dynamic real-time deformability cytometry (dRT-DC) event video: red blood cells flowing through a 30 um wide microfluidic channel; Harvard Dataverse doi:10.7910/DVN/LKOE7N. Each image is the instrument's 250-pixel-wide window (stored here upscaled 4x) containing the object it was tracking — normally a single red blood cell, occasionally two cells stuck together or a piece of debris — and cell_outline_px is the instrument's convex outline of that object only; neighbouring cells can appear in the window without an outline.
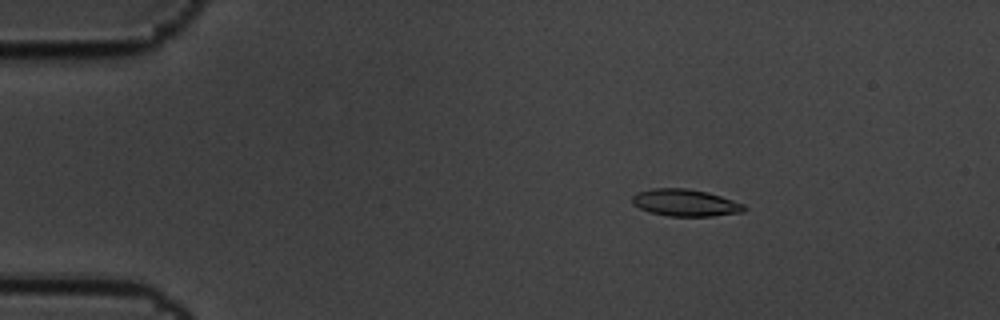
{"species": "common noctule bat (a hibernating species)", "species_latin": "Nyctalus noctula", "temperature_condition": "cold", "stored_images_in_passage": 9, "camera_frame_rate_fps": 3000, "um_per_image_px": 0.085, "animal": {"sex": "male", "body_mass_g": 19.5, "forearm_length_mm": 54.6}, "frame": {"image": 1, "passage_image": 3, "time_ms": 0.667, "image_size_px": [1000, 320], "cell_outline_px": [[748, 208], [744, 212], [712, 216], [668, 216], [648, 212], [632, 204], [632, 196], [636, 192], [652, 188], [688, 188], [708, 192], [744, 204]], "centroid_in_image_um": [58.24, 17.23], "position_along_channel_um": 26.8, "area_um2": 17.8}}
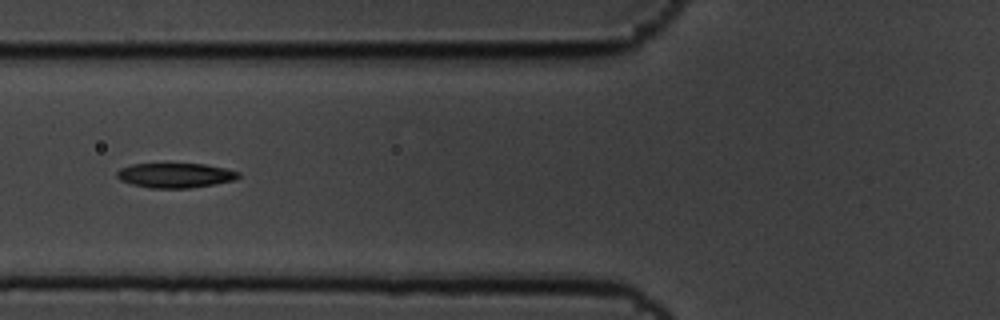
{"frame": {"image": 2, "passage_image": 7, "time_ms": 2.0, "image_size_px": [1000, 320], "cell_outline_px": [[240, 176], [236, 180], [188, 188], [148, 188], [132, 184], [120, 180], [116, 176], [116, 172], [120, 168], [132, 164], [204, 164], [224, 168], [240, 172]], "centroid_in_image_um": [14.88, 14.9], "position_along_channel_um": 110.9, "area_um2": 17.46}}
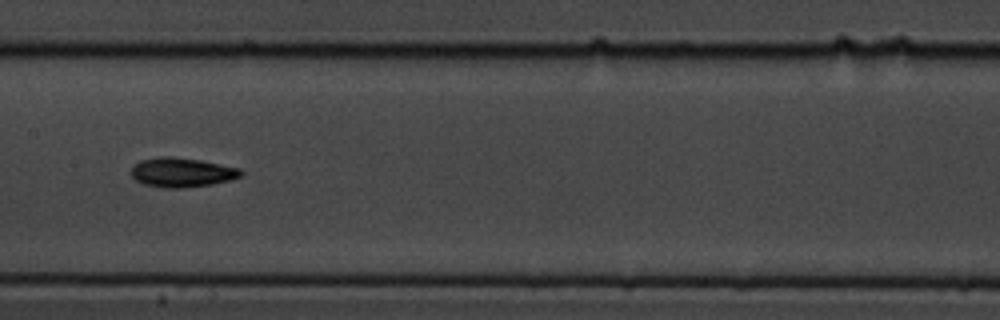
{"frame": {"image": 3, "passage_image": 9, "time_ms": 2.667, "image_size_px": [1000, 320], "cell_outline_px": [[244, 172], [240, 176], [232, 180], [212, 184], [180, 188], [164, 188], [144, 184], [136, 180], [132, 176], [132, 164], [140, 160], [160, 156], [172, 156], [200, 160], [240, 168]], "centroid_in_image_um": [15.45, 14.64], "position_along_channel_um": 191.9, "area_um2": 18.9}}